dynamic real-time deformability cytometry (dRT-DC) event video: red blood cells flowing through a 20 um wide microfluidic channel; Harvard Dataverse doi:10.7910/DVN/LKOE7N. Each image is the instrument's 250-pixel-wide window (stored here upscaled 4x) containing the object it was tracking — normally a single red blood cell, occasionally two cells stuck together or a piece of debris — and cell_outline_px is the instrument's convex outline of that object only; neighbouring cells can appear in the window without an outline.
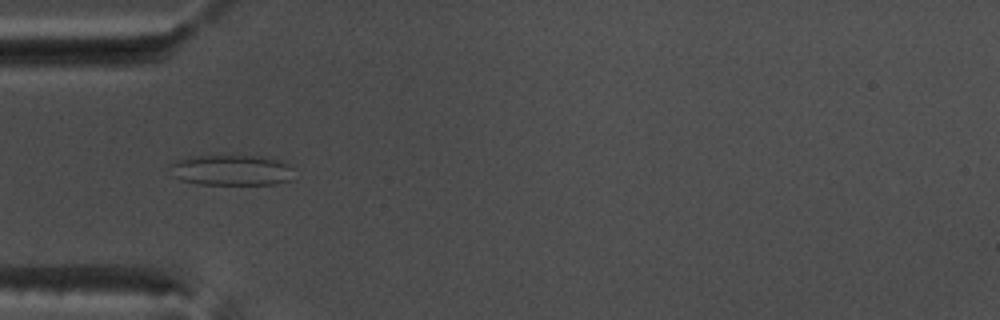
{"species": "common noctule bat (a hibernating species)", "species_latin": "Nyctalus noctula", "temperature_condition": "warm", "stored_images_in_passage": 39, "camera_frame_rate_fps": 3000, "um_per_image_px": 0.085, "animal": {"sex": "male", "body_mass_g": 17.5, "forearm_length_mm": 52.3}, "frame": {"image": 1, "passage_image": 3, "time_ms": 0.667, "image_size_px": [1000, 320], "cell_outline_px": [[292, 168], [288, 180], [276, 184], [200, 184], [184, 180], [172, 176], [168, 168], [176, 160], [188, 156], [256, 156], [280, 160]], "centroid_in_image_um": [19.6, 14.46], "position_along_channel_um": 65.4, "area_um2": 21.85}}
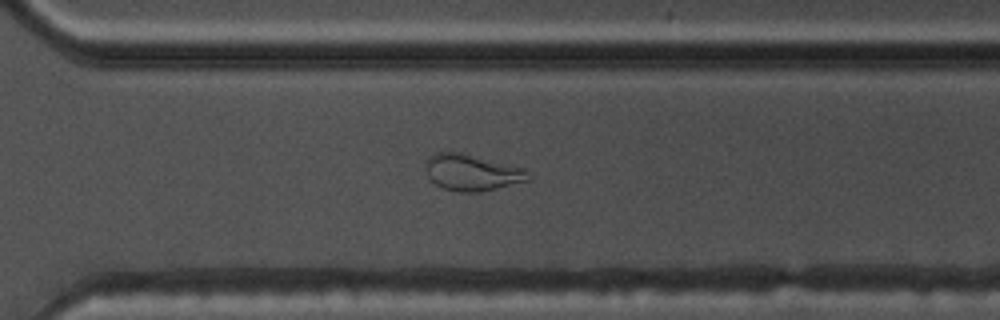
{"frame": {"image": 2, "passage_image": 24, "time_ms": 7.667, "image_size_px": [1000, 320], "cell_outline_px": [[528, 180], [496, 188], [476, 192], [456, 192], [444, 188], [436, 184], [428, 176], [424, 164], [436, 152], [464, 152], [520, 168], [528, 172]], "centroid_in_image_um": [40.05, 14.65], "position_along_channel_um": 330.5, "area_um2": 21.27}}
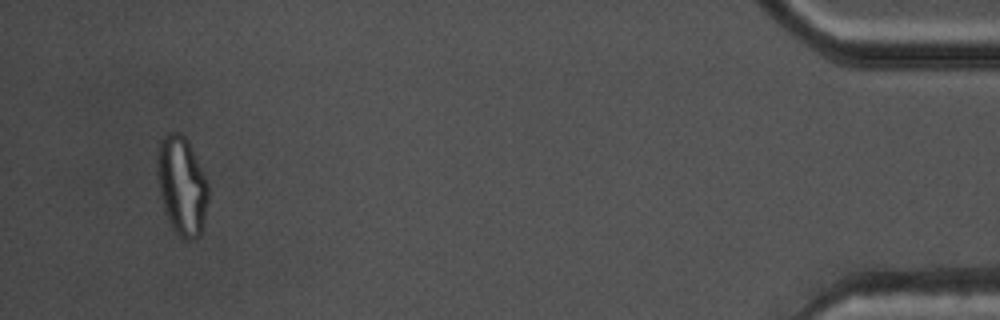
{"frame": {"image": 3, "passage_image": 37, "time_ms": 12.0, "image_size_px": [1000, 320], "cell_outline_px": [[208, 200], [200, 236], [192, 240], [184, 240], [172, 228], [164, 208], [156, 176], [156, 156], [160, 140], [168, 132], [180, 132], [188, 140], [208, 184]], "centroid_in_image_um": [15.43, 15.76], "position_along_channel_um": 419.8, "area_um2": 29.36}, "authors_computed_cell_mechanics": {"area_um2": 21.2704, "velocity_mm_per_s": 3.8067, "shape_relaxation_time_tau1_ms": null, "shape_relaxation_time_tau2_ms": 1.1314, "deformation_change_tau1": null, "deformation_change_tau2": 0.0928}}